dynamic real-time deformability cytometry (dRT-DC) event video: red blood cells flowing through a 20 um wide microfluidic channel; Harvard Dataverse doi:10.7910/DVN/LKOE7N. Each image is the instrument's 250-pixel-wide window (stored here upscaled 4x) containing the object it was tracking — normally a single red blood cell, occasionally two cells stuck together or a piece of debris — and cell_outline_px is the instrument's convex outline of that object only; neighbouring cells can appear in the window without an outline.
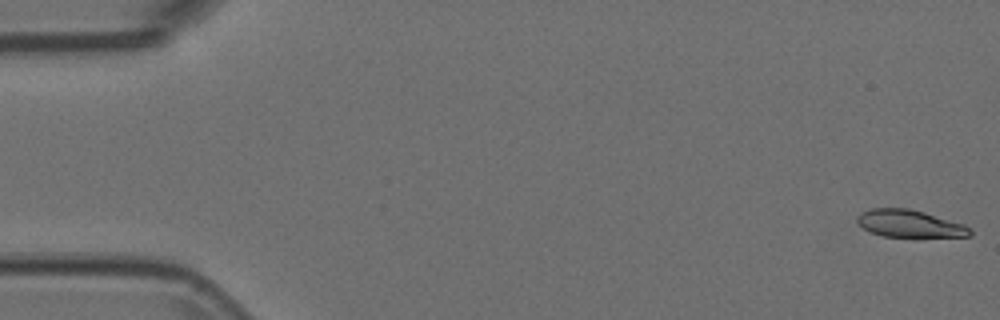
{"species": "Egyptian fruit bat (a non-hibernating species)", "species_latin": "Rousettus aegyptiacus", "temperature_condition": "room temperature", "stored_images_in_passage": 54, "camera_frame_rate_fps": 3000, "um_per_image_px": 0.085, "animal": {"sex": "female"}, "frame": {"image": 1, "passage_image": 1, "time_ms": 0.0, "image_size_px": [1000, 320], "cell_outline_px": [[972, 236], [916, 240], [884, 236], [868, 232], [856, 220], [856, 216], [860, 212], [872, 208], [908, 208], [924, 212], [964, 224], [972, 228]], "centroid_in_image_um": [77.38, 19.07], "position_along_channel_um": 7.6, "area_um2": 19.13}}
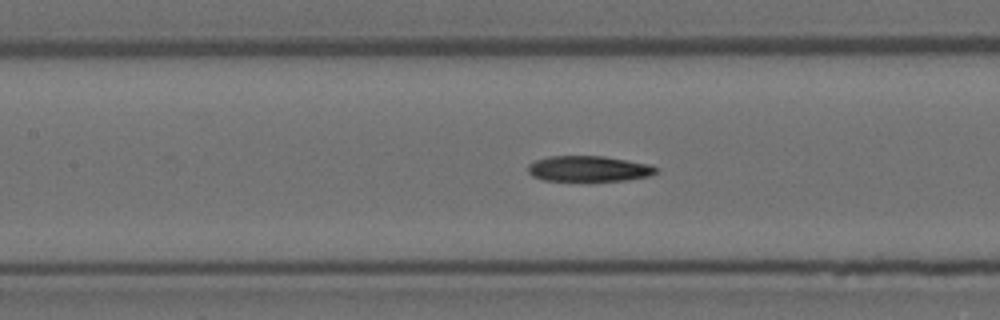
{"frame": {"image": 2, "passage_image": 24, "time_ms": 7.667, "image_size_px": [1000, 320], "cell_outline_px": [[660, 168], [652, 176], [628, 180], [588, 184], [544, 180], [532, 176], [528, 172], [528, 164], [536, 160], [548, 156], [604, 156], [648, 164]], "centroid_in_image_um": [50.05, 14.4], "position_along_channel_um": 157.4, "area_um2": 20.29}}
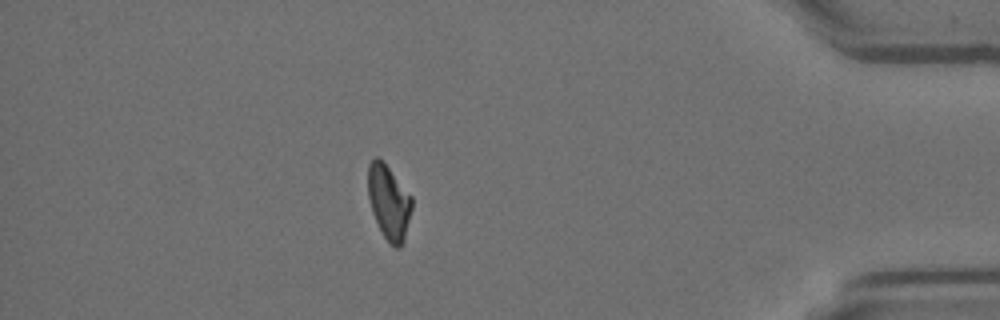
{"frame": {"image": 3, "passage_image": 47, "time_ms": 15.333, "image_size_px": [1000, 320], "cell_outline_px": [[412, 208], [404, 240], [400, 248], [396, 248], [384, 236], [372, 212], [368, 196], [368, 164], [376, 156], [388, 168], [412, 196]], "centroid_in_image_um": [33.05, 17.19], "position_along_channel_um": 402.1, "area_um2": 18.61}}